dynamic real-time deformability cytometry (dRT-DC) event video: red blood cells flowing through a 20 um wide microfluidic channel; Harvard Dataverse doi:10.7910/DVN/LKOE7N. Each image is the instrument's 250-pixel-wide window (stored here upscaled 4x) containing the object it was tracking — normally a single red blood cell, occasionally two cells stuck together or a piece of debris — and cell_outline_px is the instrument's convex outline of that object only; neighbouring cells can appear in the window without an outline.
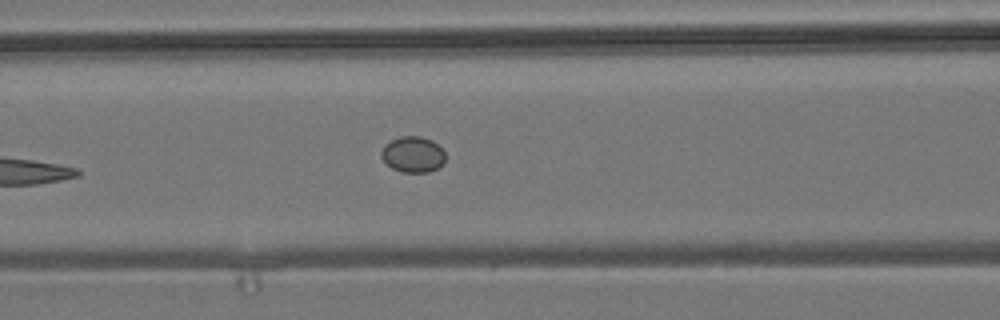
{"species": "common noctule bat (a hibernating species)", "species_latin": "Nyctalus noctula", "temperature_condition": "room temperature", "stored_images_in_passage": 5, "camera_frame_rate_fps": 3000, "um_per_image_px": 0.085, "animal": {"sex": "male", "body_mass_g": 19.2, "forearm_length_mm": 51.8}, "frame": {"image": 1, "passage_image": 5, "time_ms": 7.667, "image_size_px": [1000, 320], "cell_outline_px": [[444, 164], [428, 172], [404, 172], [392, 168], [380, 156], [380, 152], [384, 144], [400, 136], [420, 136], [432, 140], [444, 152]], "centroid_in_image_um": [35.08, 13.12], "position_along_channel_um": 131.5, "area_um2": 13.29}}